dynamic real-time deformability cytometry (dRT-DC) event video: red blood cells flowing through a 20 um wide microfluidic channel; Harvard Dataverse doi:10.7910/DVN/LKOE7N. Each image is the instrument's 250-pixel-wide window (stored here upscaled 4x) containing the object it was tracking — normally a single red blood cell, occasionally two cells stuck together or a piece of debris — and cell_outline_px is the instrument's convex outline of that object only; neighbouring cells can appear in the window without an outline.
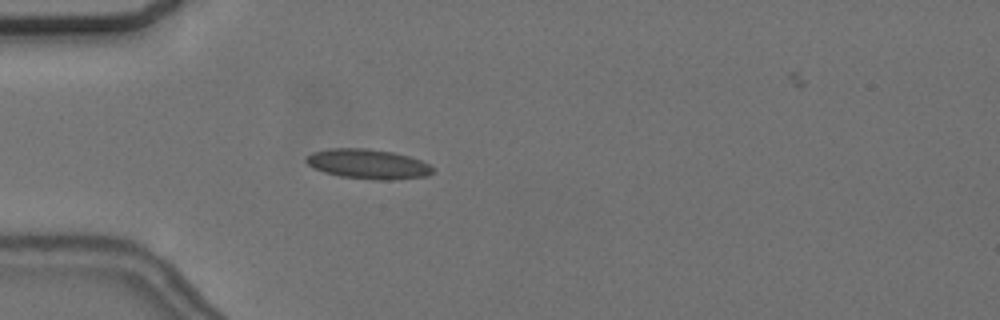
{"species": "common noctule bat (a hibernating species)", "species_latin": "Nyctalus noctula", "temperature_condition": "cold", "stored_images_in_passage": 57, "camera_frame_rate_fps": 3000, "um_per_image_px": 0.085, "animal": {"sex": "female", "body_mass_g": 24.6, "forearm_length_mm": 56.2}, "frame": {"image": 1, "passage_image": 17, "time_ms": 5.333, "image_size_px": [1000, 320], "cell_outline_px": [[436, 168], [428, 176], [392, 180], [376, 180], [340, 176], [324, 172], [312, 168], [304, 160], [312, 152], [328, 148], [368, 148], [392, 152], [408, 156], [420, 160]], "centroid_in_image_um": [31.27, 13.94], "position_along_channel_um": 53.7, "area_um2": 22.08}}
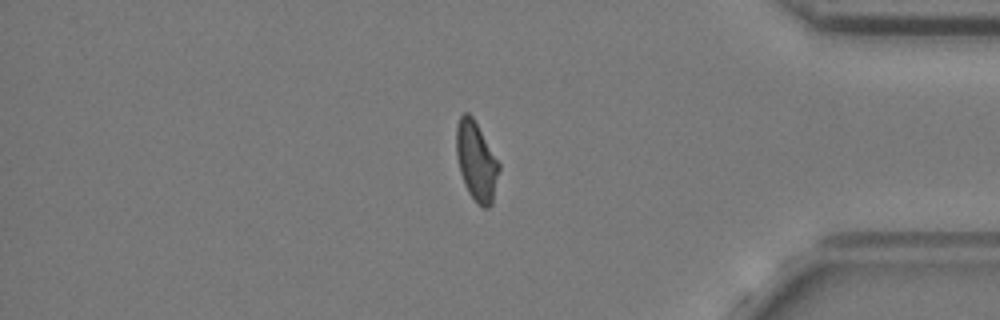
{"frame": {"image": 2, "passage_image": 48, "time_ms": 15.667, "image_size_px": [1000, 320], "cell_outline_px": [[500, 168], [492, 204], [488, 208], [484, 208], [468, 192], [464, 184], [460, 172], [456, 156], [456, 128], [460, 116], [464, 112], [468, 112], [472, 116], [500, 164]], "centroid_in_image_um": [40.48, 13.69], "position_along_channel_um": 394.7, "area_um2": 19.48}}
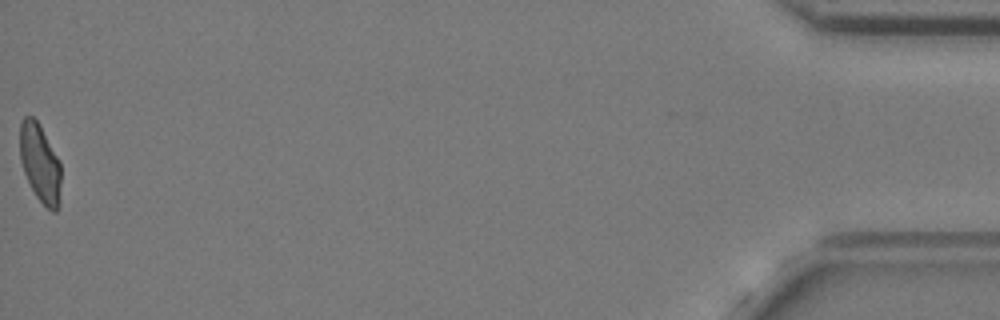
{"frame": {"image": 3, "passage_image": 57, "time_ms": 18.667, "image_size_px": [1000, 320], "cell_outline_px": [[60, 204], [56, 212], [52, 212], [36, 196], [24, 172], [20, 160], [20, 120], [24, 116], [32, 116], [40, 124], [60, 160]], "centroid_in_image_um": [3.41, 13.84], "position_along_channel_um": 431.8, "area_um2": 18.9}, "authors_computed_cell_mechanics": {"area_um2": 19.7676, "velocity_mm_per_s": 3.6524, "shape_relaxation_time_tau1_ms": null, "shape_relaxation_time_tau2_ms": 2.1448, "deformation_change_tau1": null, "deformation_change_tau2": 0.0756}}